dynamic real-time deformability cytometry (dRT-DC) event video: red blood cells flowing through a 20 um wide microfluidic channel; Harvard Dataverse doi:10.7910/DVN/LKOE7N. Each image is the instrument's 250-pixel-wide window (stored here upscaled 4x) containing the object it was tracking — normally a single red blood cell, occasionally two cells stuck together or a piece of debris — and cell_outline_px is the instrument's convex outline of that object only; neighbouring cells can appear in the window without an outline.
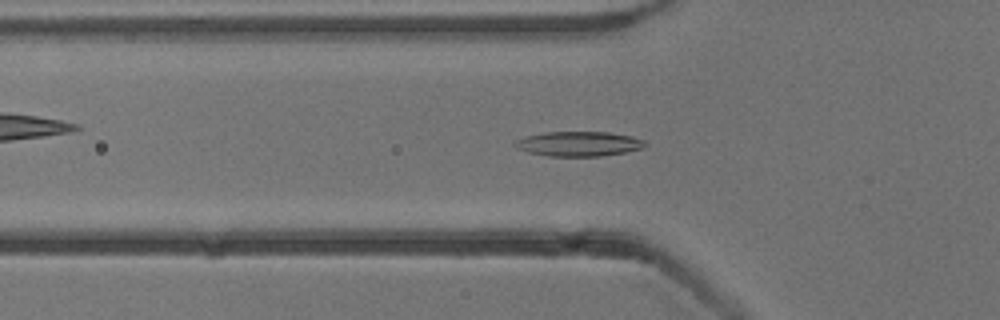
{"species": "common noctule bat (a hibernating species)", "species_latin": "Nyctalus noctula", "temperature_condition": "cold", "stored_images_in_passage": 52, "camera_frame_rate_fps": 3000, "um_per_image_px": 0.085, "animal": {"sex": "male", "body_mass_g": 13.3}, "frame": {"image": 1, "passage_image": 17, "time_ms": 5.333, "image_size_px": [1000, 320], "cell_outline_px": [[648, 144], [644, 148], [624, 152], [600, 156], [548, 156], [528, 152], [516, 148], [512, 144], [516, 140], [524, 136], [544, 132], [608, 132], [632, 136], [644, 140]], "centroid_in_image_um": [49.18, 12.22], "position_along_channel_um": 76.6, "area_um2": 18.9}}
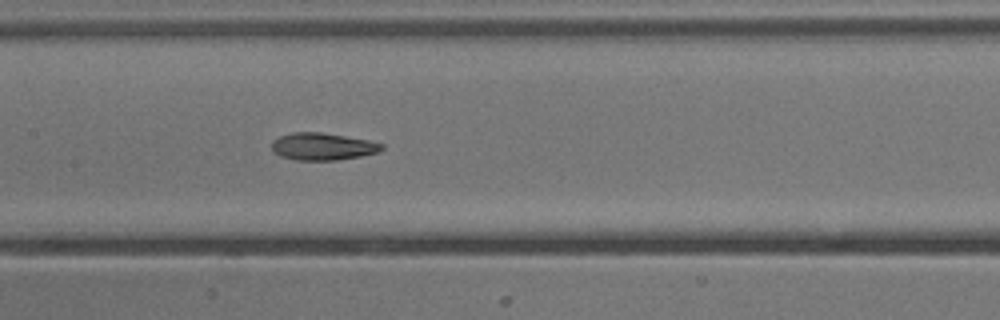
{"frame": {"image": 2, "passage_image": 25, "time_ms": 8.0, "image_size_px": [1000, 320], "cell_outline_px": [[384, 148], [376, 152], [360, 156], [336, 160], [296, 160], [280, 156], [272, 148], [272, 140], [280, 136], [292, 132], [320, 132], [368, 140], [384, 144]], "centroid_in_image_um": [27.41, 12.45], "position_along_channel_um": 180.0, "area_um2": 17.28}}
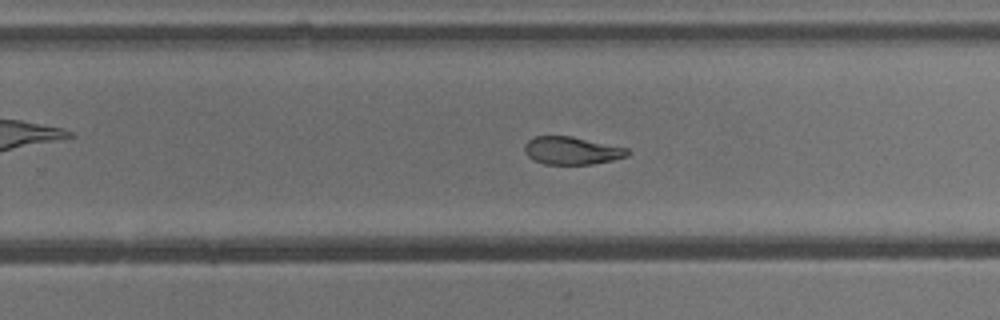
{"frame": {"image": 3, "passage_image": 33, "time_ms": 10.667, "image_size_px": [1000, 320], "cell_outline_px": [[632, 152], [628, 156], [612, 160], [592, 164], [544, 164], [532, 160], [524, 152], [524, 144], [528, 140], [536, 136], [572, 136], [628, 148]], "centroid_in_image_um": [48.6, 12.8], "position_along_channel_um": 281.2, "area_um2": 16.82}, "authors_computed_cell_mechanics": {"area_um2": 18.1492, "velocity_mm_per_s": 3.8133, "shape_relaxation_time_tau1_ms": 6.4778, "shape_relaxation_time_tau2_ms": 3.6343, "deformation_change_tau1": 0.1846, "deformation_change_tau2": 0.1056}}